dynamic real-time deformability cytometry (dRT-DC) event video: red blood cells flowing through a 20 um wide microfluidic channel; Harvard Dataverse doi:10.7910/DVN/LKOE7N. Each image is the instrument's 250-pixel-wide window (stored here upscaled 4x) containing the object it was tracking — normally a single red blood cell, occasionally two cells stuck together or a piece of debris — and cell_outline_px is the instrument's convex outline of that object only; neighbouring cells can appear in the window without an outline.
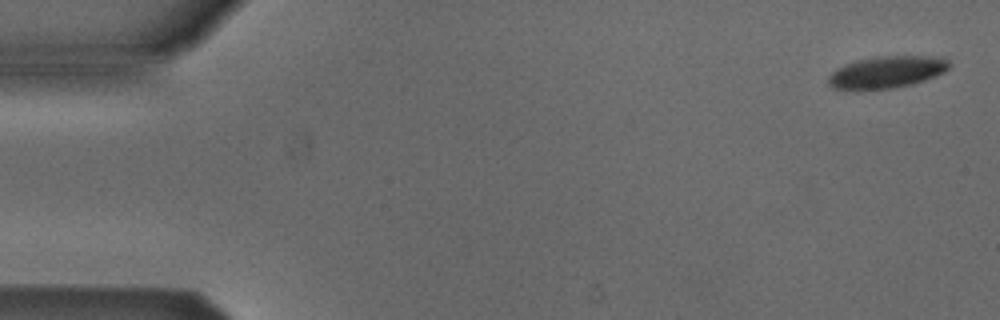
{"species": "Egyptian fruit bat (a non-hibernating species)", "species_latin": "Rousettus aegyptiacus", "temperature_condition": "cold", "stored_images_in_passage": 5, "camera_frame_rate_fps": 3000, "um_per_image_px": 0.085, "animal": {"sex": "male"}, "frame": {"image": 1, "passage_image": 2, "time_ms": 0.333, "image_size_px": [1000, 320], "cell_outline_px": [[952, 64], [944, 72], [924, 80], [912, 84], [892, 88], [832, 88], [828, 84], [828, 76], [832, 72], [844, 64], [856, 60], [876, 56], [944, 56]], "centroid_in_image_um": [75.42, 6.09], "position_along_channel_um": 9.6, "area_um2": 22.31}}